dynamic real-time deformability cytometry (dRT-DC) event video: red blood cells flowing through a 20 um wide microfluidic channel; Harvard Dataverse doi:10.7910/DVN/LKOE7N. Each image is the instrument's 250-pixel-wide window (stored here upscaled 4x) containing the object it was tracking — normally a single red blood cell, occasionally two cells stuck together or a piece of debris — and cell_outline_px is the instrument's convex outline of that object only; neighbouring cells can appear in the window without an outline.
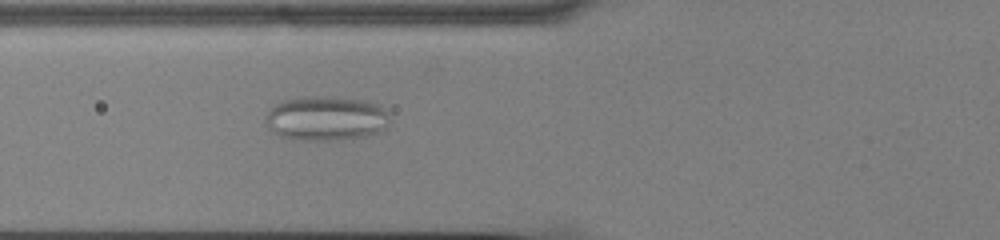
{"species": "common noctule bat (a hibernating species)", "species_latin": "Nyctalus noctula", "temperature_condition": "cold", "stored_images_in_passage": 57, "camera_frame_rate_fps": 3000, "um_per_image_px": 0.085, "animal": {"sex": "male", "body_mass_g": 13.0, "forearm_length_mm": 53.1}, "frame": {"image": 1, "passage_image": 23, "time_ms": 7.333, "image_size_px": [1000, 240], "cell_outline_px": [[388, 124], [384, 128], [368, 136], [336, 140], [292, 140], [280, 136], [272, 132], [268, 128], [264, 120], [268, 112], [276, 104], [284, 100], [304, 96], [332, 96], [364, 100], [380, 104], [388, 112]], "centroid_in_image_um": [27.7, 10.06], "position_along_channel_um": 98.1, "area_um2": 32.6}}
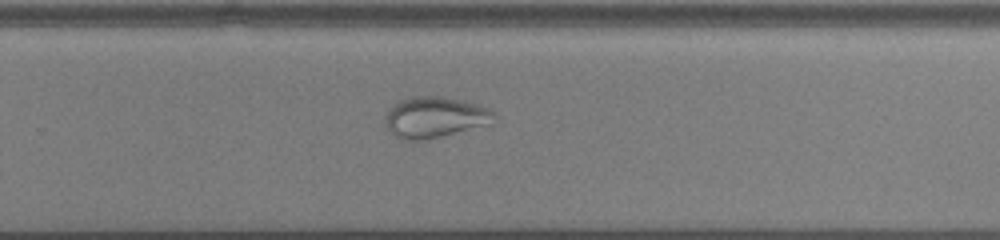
{"frame": {"image": 2, "passage_image": 39, "time_ms": 12.667, "image_size_px": [1000, 240], "cell_outline_px": [[496, 120], [492, 124], [424, 140], [400, 140], [384, 124], [384, 116], [388, 108], [400, 100], [412, 96], [444, 96], [476, 104], [488, 108], [496, 112]], "centroid_in_image_um": [36.96, 9.96], "position_along_channel_um": 292.8, "area_um2": 26.3}}
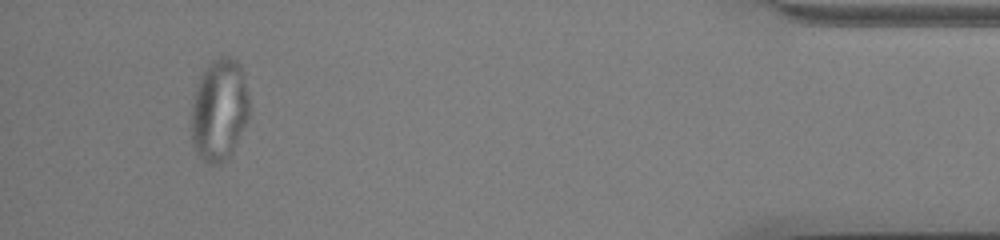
{"frame": {"image": 3, "passage_image": 54, "time_ms": 17.667, "image_size_px": [1000, 240], "cell_outline_px": [[248, 120], [228, 160], [220, 164], [208, 164], [192, 148], [192, 100], [200, 76], [208, 64], [212, 60], [220, 56], [228, 56], [236, 60], [240, 64], [244, 76], [248, 96]], "centroid_in_image_um": [18.63, 9.35], "position_along_channel_um": 416.6, "area_um2": 34.68}}